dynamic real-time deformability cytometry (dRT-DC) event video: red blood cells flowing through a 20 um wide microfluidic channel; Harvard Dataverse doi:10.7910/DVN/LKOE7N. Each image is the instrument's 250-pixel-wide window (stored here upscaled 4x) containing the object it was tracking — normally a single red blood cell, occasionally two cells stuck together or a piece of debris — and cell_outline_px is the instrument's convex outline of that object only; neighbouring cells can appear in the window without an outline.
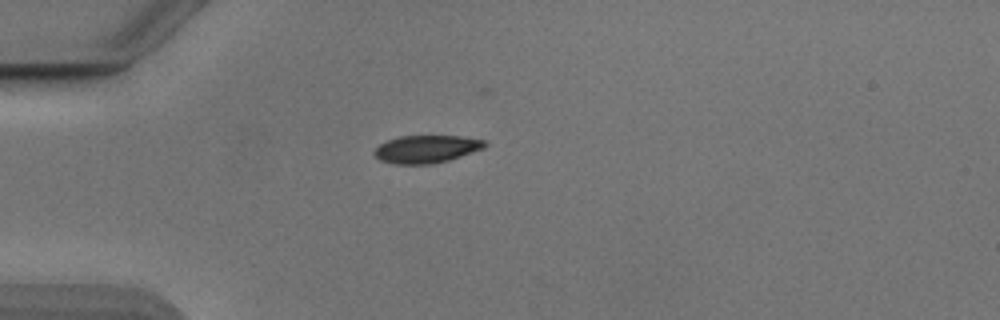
{"species": "Egyptian fruit bat (a non-hibernating species)", "species_latin": "Rousettus aegyptiacus", "temperature_condition": "cold", "stored_images_in_passage": 29, "camera_frame_rate_fps": 3000, "um_per_image_px": 0.085, "animal": {"sex": "male"}, "frame": {"image": 1, "passage_image": 1, "time_ms": 0.0, "image_size_px": [1000, 320], "cell_outline_px": [[488, 144], [484, 148], [448, 160], [432, 164], [392, 164], [380, 160], [372, 152], [380, 144], [388, 140], [400, 136], [460, 136], [488, 140]], "centroid_in_image_um": [36.26, 12.67], "position_along_channel_um": 48.7, "area_um2": 17.86}}
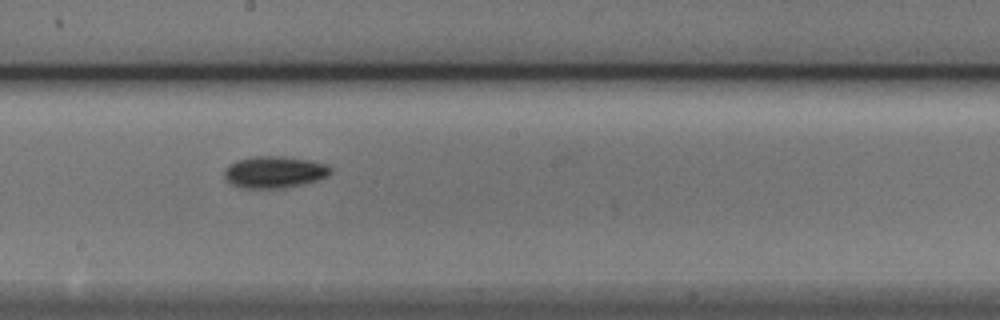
{"frame": {"image": 2, "passage_image": 16, "time_ms": 5.0, "image_size_px": [1000, 320], "cell_outline_px": [[332, 172], [328, 176], [304, 184], [284, 188], [240, 188], [232, 184], [224, 176], [224, 168], [228, 164], [236, 160], [252, 156], [284, 156], [308, 160], [324, 164], [332, 168]], "centroid_in_image_um": [23.3, 14.62], "position_along_channel_um": 224.9, "area_um2": 19.83}}
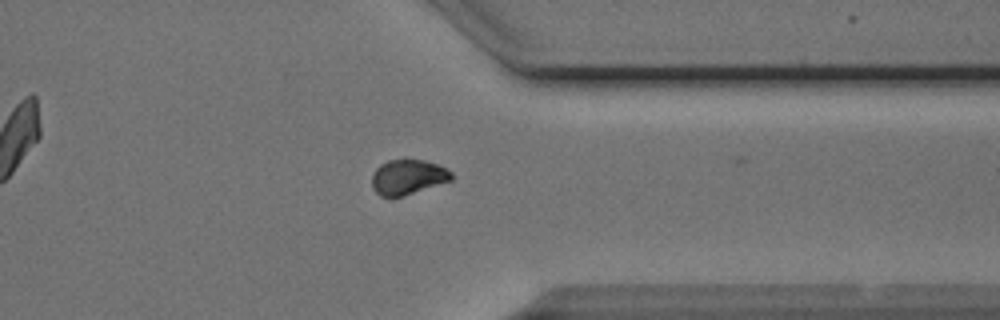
{"frame": {"image": 3, "passage_image": 28, "time_ms": 9.0, "image_size_px": [1000, 320], "cell_outline_px": [[452, 180], [400, 196], [380, 196], [372, 188], [372, 172], [380, 164], [388, 160], [424, 160], [436, 164], [452, 172]], "centroid_in_image_um": [34.63, 15.03], "position_along_channel_um": 376.8, "area_um2": 15.9}}